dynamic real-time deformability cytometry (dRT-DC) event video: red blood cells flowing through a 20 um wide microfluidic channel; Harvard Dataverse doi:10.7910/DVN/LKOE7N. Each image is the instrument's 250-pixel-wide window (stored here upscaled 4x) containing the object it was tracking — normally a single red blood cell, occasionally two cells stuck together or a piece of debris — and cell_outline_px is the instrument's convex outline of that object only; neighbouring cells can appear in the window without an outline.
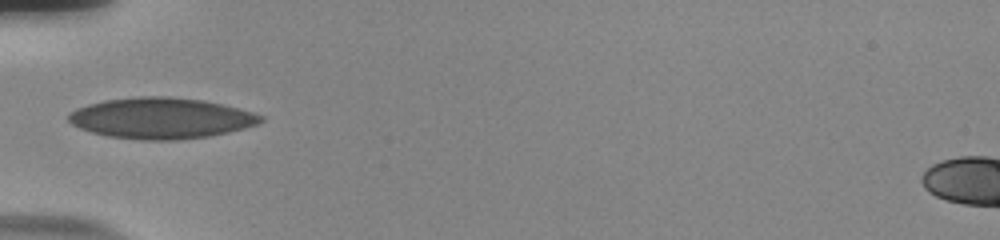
{"species": "human", "species_latin": "Homo sapiens", "temperature_condition": "room temperature", "stored_images_in_passage": 37, "camera_frame_rate_fps": 3000, "um_per_image_px": 0.085, "donor": {"sex": "male"}, "frame": {"image": 1, "passage_image": 1, "time_ms": 0.0, "image_size_px": [1000, 240], "cell_outline_px": [[264, 120], [256, 124], [244, 128], [228, 132], [208, 136], [176, 140], [140, 140], [108, 136], [92, 132], [80, 128], [72, 124], [68, 120], [68, 112], [76, 108], [88, 104], [104, 100], [140, 96], [168, 96], [204, 100], [252, 112], [264, 116]], "centroid_in_image_um": [13.65, 10.04], "position_along_channel_um": 71.3, "area_um2": 45.78}}
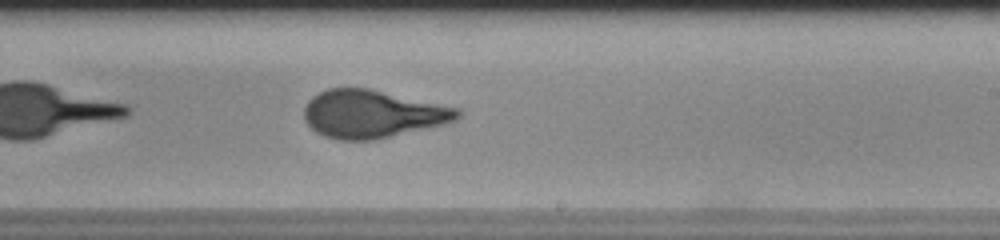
{"frame": {"image": 2, "passage_image": 16, "time_ms": 5.0, "image_size_px": [1000, 240], "cell_outline_px": [[460, 116], [456, 120], [444, 124], [376, 140], [336, 140], [324, 136], [316, 132], [304, 120], [304, 108], [308, 100], [312, 96], [328, 88], [368, 88], [460, 108]], "centroid_in_image_um": [31.64, 9.69], "position_along_channel_um": 257.4, "area_um2": 42.89}, "authors_computed_cell_mechanics": {"area_um2": 42.194, "velocity_mm_per_s": 3.7362, "shape_relaxation_time_tau1_ms": 10.959, "shape_relaxation_time_tau2_ms": null, "deformation_change_tau1": 0.3107, "deformation_change_tau2": null}}